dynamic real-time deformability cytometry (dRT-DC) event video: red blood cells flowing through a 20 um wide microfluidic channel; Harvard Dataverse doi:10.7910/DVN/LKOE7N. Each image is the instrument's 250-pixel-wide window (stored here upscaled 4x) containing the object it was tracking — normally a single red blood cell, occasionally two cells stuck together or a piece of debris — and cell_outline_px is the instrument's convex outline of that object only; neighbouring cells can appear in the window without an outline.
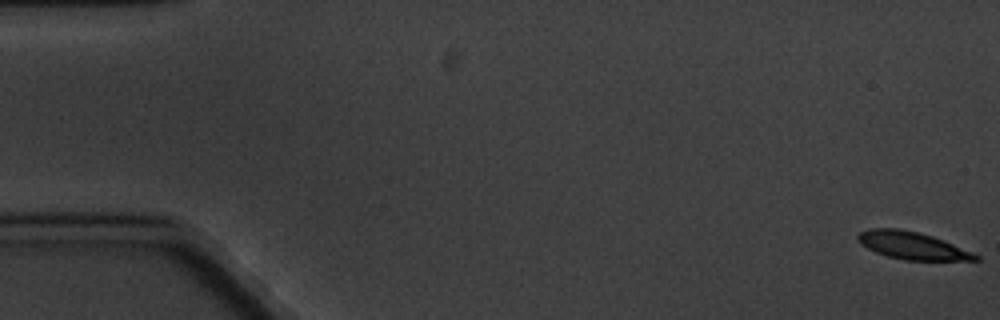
{"species": "common noctule bat (a hibernating species)", "species_latin": "Nyctalus noctula", "temperature_condition": "cold", "stored_images_in_passage": 6, "camera_frame_rate_fps": 3000, "um_per_image_px": 0.085, "animal": {"sex": "male", "body_mass_g": 20.1, "forearm_length_mm": 53.5}, "frame": {"image": 1, "passage_image": 1, "time_ms": 0.0, "image_size_px": [1000, 320], "cell_outline_px": [[980, 260], [904, 260], [888, 256], [876, 252], [860, 244], [856, 236], [860, 232], [868, 228], [896, 228], [916, 232], [932, 236], [944, 240], [972, 252], [980, 256]], "centroid_in_image_um": [77.52, 20.87], "position_along_channel_um": 7.5, "area_um2": 18.67}}
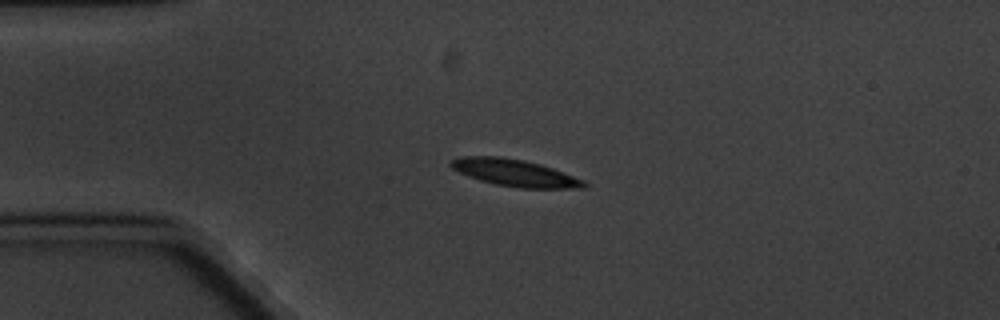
{"frame": {"image": 2, "passage_image": 5, "time_ms": 4.667, "image_size_px": [1000, 320], "cell_outline_px": [[588, 184], [584, 188], [520, 188], [496, 184], [480, 180], [468, 176], [452, 168], [448, 164], [452, 160], [460, 156], [500, 156], [524, 160], [540, 164], [552, 168], [584, 180]], "centroid_in_image_um": [43.75, 14.68], "position_along_channel_um": 41.3, "area_um2": 20.81}}